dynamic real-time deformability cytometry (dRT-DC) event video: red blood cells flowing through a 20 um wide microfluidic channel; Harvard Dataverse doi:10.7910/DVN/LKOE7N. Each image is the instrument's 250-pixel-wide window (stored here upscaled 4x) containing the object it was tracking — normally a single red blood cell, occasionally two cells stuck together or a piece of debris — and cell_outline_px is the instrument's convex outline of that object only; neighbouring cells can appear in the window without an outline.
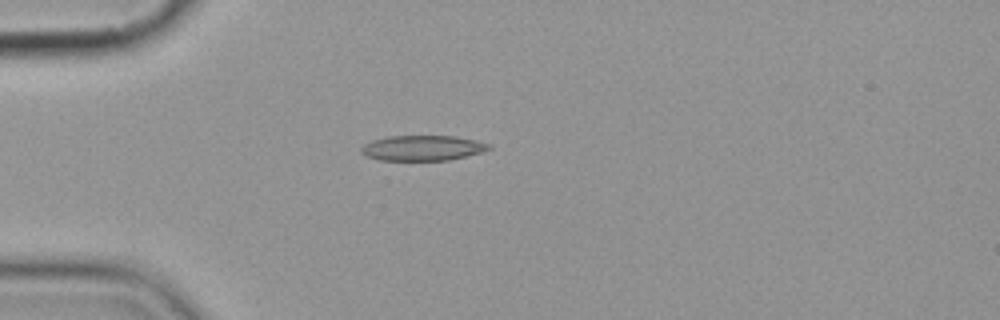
{"species": "common noctule bat (a hibernating species)", "species_latin": "Nyctalus noctula", "temperature_condition": "cold", "stored_images_in_passage": 10, "camera_frame_rate_fps": 3000, "um_per_image_px": 0.085, "animal": {"sex": "female", "body_mass_g": 19.9}, "frame": {"image": 1, "passage_image": 5, "time_ms": 4.667, "image_size_px": [1000, 320], "cell_outline_px": [[492, 148], [480, 152], [448, 160], [380, 160], [368, 156], [360, 152], [360, 148], [364, 144], [372, 140], [388, 136], [452, 136], [476, 140], [492, 144]], "centroid_in_image_um": [35.91, 12.57], "position_along_channel_um": 49.1, "area_um2": 18.67}}
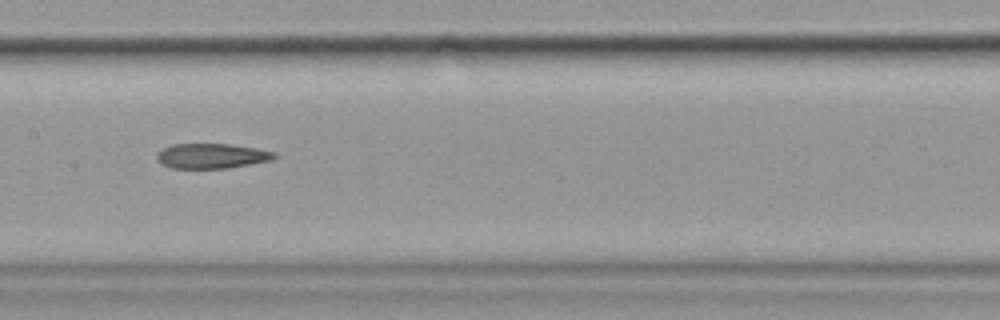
{"frame": {"image": 2, "passage_image": 9, "time_ms": 9.0, "image_size_px": [1000, 320], "cell_outline_px": [[276, 156], [272, 160], [228, 168], [172, 168], [156, 160], [156, 152], [172, 144], [228, 144], [256, 148], [276, 152]], "centroid_in_image_um": [17.98, 13.25], "position_along_channel_um": 189.4, "area_um2": 17.05}}
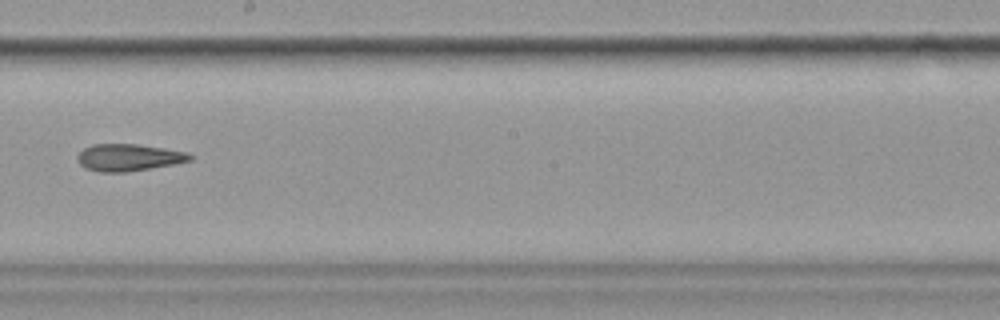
{"frame": {"image": 3, "passage_image": 10, "time_ms": 10.333, "image_size_px": [1000, 320], "cell_outline_px": [[192, 160], [172, 164], [124, 172], [100, 172], [84, 168], [80, 164], [76, 156], [84, 148], [92, 144], [136, 144], [164, 148], [188, 152], [192, 156]], "centroid_in_image_um": [10.9, 13.38], "position_along_channel_um": 237.3, "area_um2": 17.57}}